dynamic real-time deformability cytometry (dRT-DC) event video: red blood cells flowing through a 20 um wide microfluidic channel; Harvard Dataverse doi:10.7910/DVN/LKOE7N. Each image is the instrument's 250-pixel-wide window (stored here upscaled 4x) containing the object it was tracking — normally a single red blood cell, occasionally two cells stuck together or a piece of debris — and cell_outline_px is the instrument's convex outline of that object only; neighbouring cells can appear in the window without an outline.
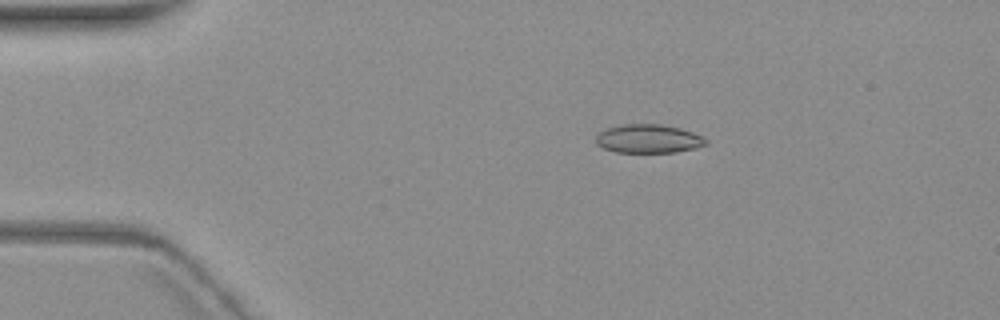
{"species": "common noctule bat (a hibernating species)", "species_latin": "Nyctalus noctula", "temperature_condition": "warm", "stored_images_in_passage": 4, "camera_frame_rate_fps": 3000, "um_per_image_px": 0.085, "animal": {"sex": "female", "body_mass_g": 19.3, "forearm_length_mm": 54.1}, "frame": {"image": 1, "passage_image": 2, "time_ms": 1.333, "image_size_px": [1000, 320], "cell_outline_px": [[708, 144], [696, 148], [676, 152], [616, 152], [604, 148], [596, 144], [596, 132], [608, 128], [624, 124], [660, 124], [680, 128], [692, 132], [708, 140]], "centroid_in_image_um": [55.11, 11.79], "position_along_channel_um": 29.9, "area_um2": 18.38}}